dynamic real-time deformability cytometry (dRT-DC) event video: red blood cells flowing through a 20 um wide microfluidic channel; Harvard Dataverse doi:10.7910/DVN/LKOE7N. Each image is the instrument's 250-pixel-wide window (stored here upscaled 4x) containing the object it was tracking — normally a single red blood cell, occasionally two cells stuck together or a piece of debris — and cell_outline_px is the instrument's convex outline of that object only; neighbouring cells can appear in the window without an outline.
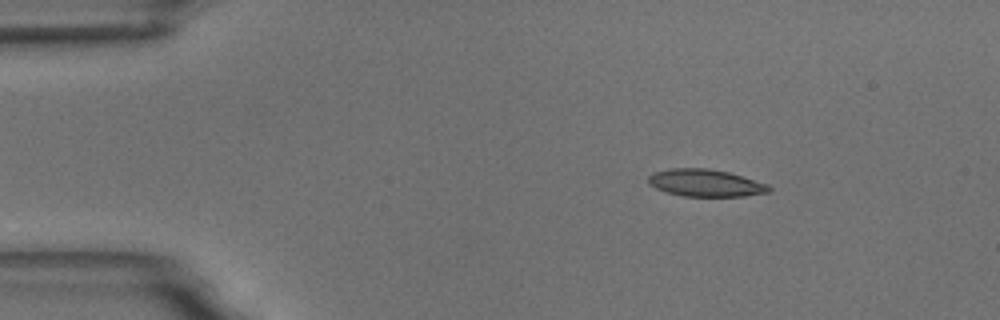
{"species": "common noctule bat (a hibernating species)", "species_latin": "Nyctalus noctula", "temperature_condition": "room temperature", "stored_images_in_passage": 50, "camera_frame_rate_fps": 3000, "um_per_image_px": 0.085, "animal": {"sex": "male", "body_mass_g": 18.8}, "frame": {"image": 1, "passage_image": 1, "time_ms": 0.0, "image_size_px": [1000, 320], "cell_outline_px": [[772, 188], [768, 192], [744, 196], [684, 196], [664, 192], [648, 184], [648, 176], [652, 172], [668, 168], [708, 168], [728, 172], [768, 184]], "centroid_in_image_um": [59.91, 15.54], "position_along_channel_um": 25.1, "area_um2": 19.25}}
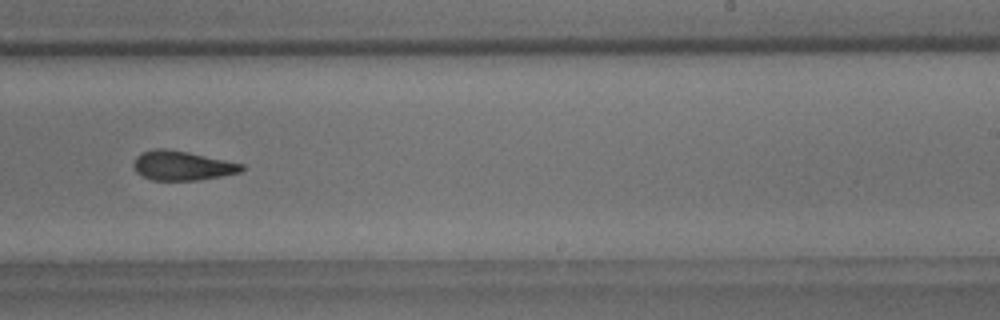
{"frame": {"image": 2, "passage_image": 28, "time_ms": 9.0, "image_size_px": [1000, 320], "cell_outline_px": [[244, 168], [240, 172], [200, 180], [152, 180], [136, 172], [132, 164], [136, 156], [140, 152], [156, 148], [164, 148], [188, 152], [244, 164]], "centroid_in_image_um": [15.45, 14.07], "position_along_channel_um": 273.6, "area_um2": 18.5}}
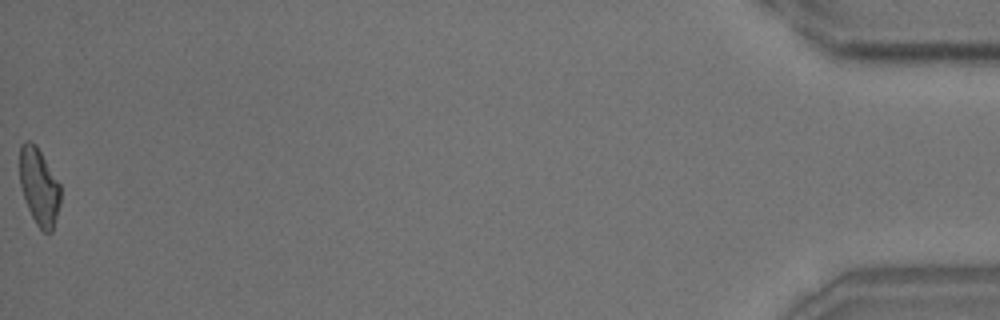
{"frame": {"image": 3, "passage_image": 50, "time_ms": 16.333, "image_size_px": [1000, 320], "cell_outline_px": [[60, 204], [52, 232], [44, 232], [36, 224], [28, 208], [20, 184], [20, 144], [24, 140], [28, 140], [36, 144], [60, 184]], "centroid_in_image_um": [3.32, 15.84], "position_along_channel_um": 431.9, "area_um2": 18.21}, "authors_computed_cell_mechanics": {"area_um2": 19.0162, "velocity_mm_per_s": 3.5143, "shape_relaxation_time_tau1_ms": 8.6935, "shape_relaxation_time_tau2_ms": 4.4829, "deformation_change_tau1": 0.1952, "deformation_change_tau2": 0.1231}}